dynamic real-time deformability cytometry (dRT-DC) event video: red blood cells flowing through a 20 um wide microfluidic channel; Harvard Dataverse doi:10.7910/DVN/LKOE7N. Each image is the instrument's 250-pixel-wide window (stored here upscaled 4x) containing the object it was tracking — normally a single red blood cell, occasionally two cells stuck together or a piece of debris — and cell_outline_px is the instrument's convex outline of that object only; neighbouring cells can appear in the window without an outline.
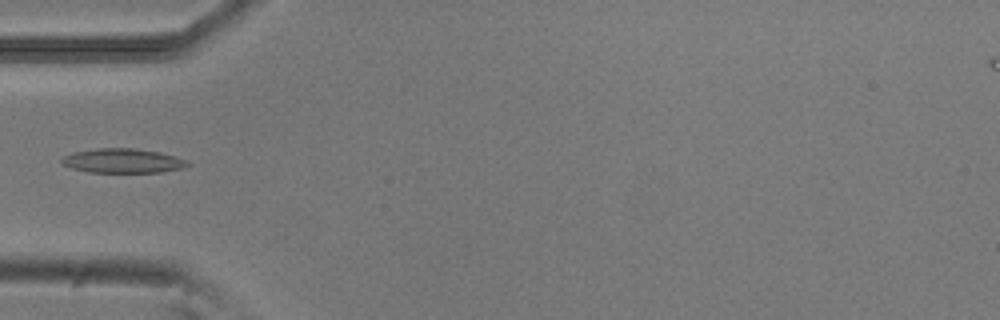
{"species": "common noctule bat (a hibernating species)", "species_latin": "Nyctalus noctula", "temperature_condition": "room temperature", "stored_images_in_passage": 3, "camera_frame_rate_fps": 3000, "um_per_image_px": 0.085, "animal": {"sex": "male", "body_mass_g": 20.5, "forearm_length_mm": 52.5}, "frame": {"image": 1, "passage_image": 2, "time_ms": 0.333, "image_size_px": [1000, 320], "cell_outline_px": [[188, 164], [184, 168], [160, 172], [88, 172], [72, 168], [64, 164], [60, 160], [64, 156], [72, 152], [100, 148], [136, 148], [160, 152], [188, 160]], "centroid_in_image_um": [10.44, 13.66], "position_along_channel_um": 74.6, "area_um2": 17.8}}
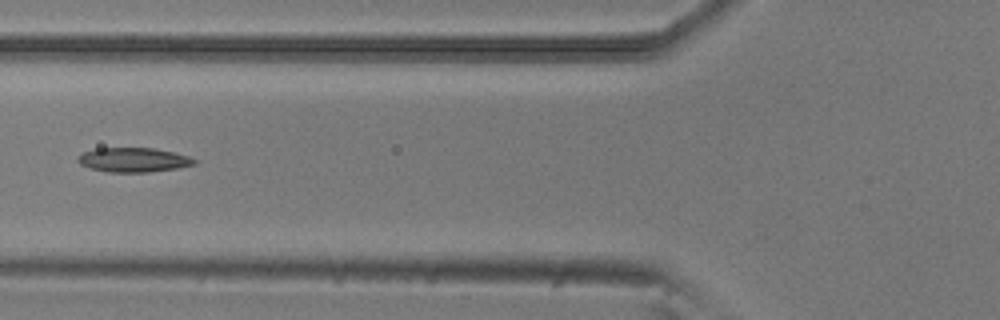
{"frame": {"image": 2, "passage_image": 3, "time_ms": 0.667, "image_size_px": [1000, 320], "cell_outline_px": [[196, 164], [176, 168], [148, 172], [108, 172], [92, 168], [80, 164], [76, 160], [76, 156], [84, 152], [96, 148], [152, 148], [176, 152], [188, 156], [196, 160]], "centroid_in_image_um": [11.33, 13.58], "position_along_channel_um": 114.5, "area_um2": 16.53}}